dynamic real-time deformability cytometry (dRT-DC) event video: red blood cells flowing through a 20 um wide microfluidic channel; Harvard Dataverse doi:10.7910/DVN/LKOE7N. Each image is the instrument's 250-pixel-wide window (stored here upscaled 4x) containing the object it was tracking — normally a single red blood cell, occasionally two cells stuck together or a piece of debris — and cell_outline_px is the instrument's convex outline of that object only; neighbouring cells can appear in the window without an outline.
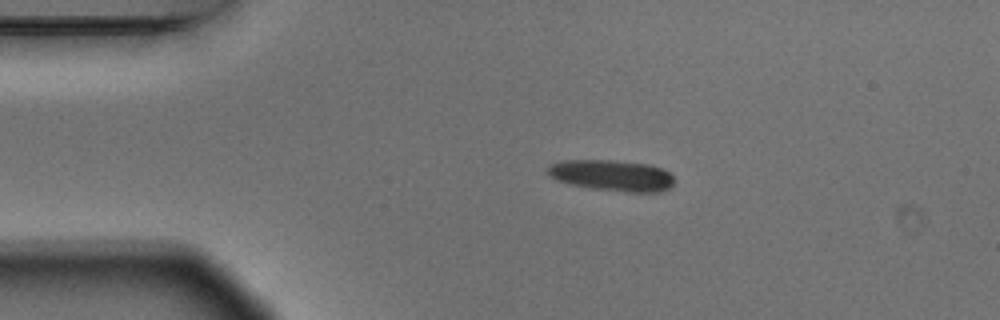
{"species": "Egyptian fruit bat (a non-hibernating species)", "species_latin": "Rousettus aegyptiacus", "temperature_condition": "warm", "stored_images_in_passage": 3, "camera_frame_rate_fps": 3000, "um_per_image_px": 0.085, "animal": {"sex": "male"}, "frame": {"image": 1, "passage_image": 1, "time_ms": 0.0, "image_size_px": [1000, 320], "cell_outline_px": [[672, 184], [668, 188], [660, 192], [628, 192], [592, 188], [568, 184], [556, 180], [548, 176], [544, 168], [548, 164], [564, 160], [608, 160], [648, 164], [664, 168], [672, 176]], "centroid_in_image_um": [51.93, 14.9], "position_along_channel_um": 33.1, "area_um2": 23.12}}
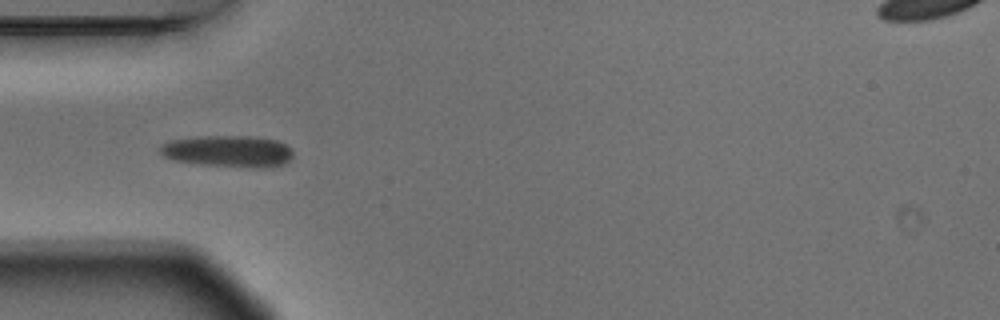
{"frame": {"image": 2, "passage_image": 2, "time_ms": 0.333, "image_size_px": [1000, 320], "cell_outline_px": [[292, 156], [284, 164], [264, 168], [252, 168], [200, 164], [172, 160], [164, 156], [160, 152], [160, 144], [168, 140], [196, 136], [256, 136], [276, 140], [288, 144], [292, 148]], "centroid_in_image_um": [19.39, 12.85], "position_along_channel_um": 65.6, "area_um2": 24.97}}
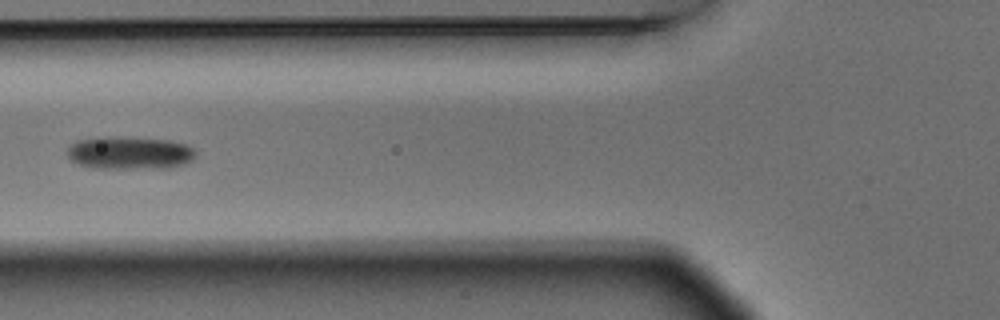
{"frame": {"image": 3, "passage_image": 3, "time_ms": 0.667, "image_size_px": [1000, 320], "cell_outline_px": [[196, 156], [192, 160], [184, 164], [172, 168], [88, 168], [68, 160], [68, 148], [76, 140], [100, 136], [120, 136], [168, 140], [188, 144], [196, 152]], "centroid_in_image_um": [11.0, 12.99], "position_along_channel_um": 114.8, "area_um2": 25.14}}